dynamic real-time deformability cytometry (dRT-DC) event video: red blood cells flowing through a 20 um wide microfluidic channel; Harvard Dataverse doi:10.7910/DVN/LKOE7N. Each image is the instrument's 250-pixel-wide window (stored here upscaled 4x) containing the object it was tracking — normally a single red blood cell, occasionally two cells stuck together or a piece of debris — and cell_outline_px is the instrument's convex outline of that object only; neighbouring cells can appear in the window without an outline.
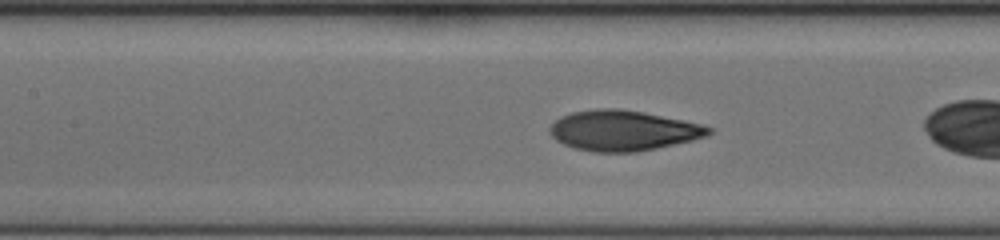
{"species": "human", "species_latin": "Homo sapiens", "temperature_condition": "cold", "stored_images_in_passage": 40, "camera_frame_rate_fps": 3000, "um_per_image_px": 0.085, "donor": {"sex": "female"}, "frame": {"image": 1, "passage_image": 22, "time_ms": 7.0, "image_size_px": [1000, 240], "cell_outline_px": [[712, 132], [708, 136], [692, 140], [656, 148], [636, 152], [592, 152], [572, 148], [556, 140], [548, 132], [548, 128], [560, 116], [572, 112], [596, 108], [620, 108], [644, 112], [684, 120], [700, 124], [712, 128]], "centroid_in_image_um": [52.93, 11.09], "position_along_channel_um": 154.5, "area_um2": 37.57}}
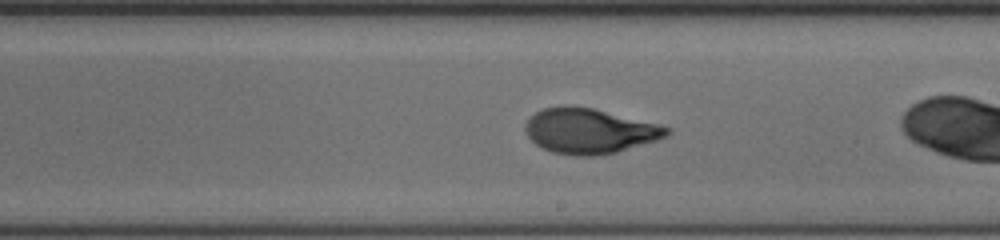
{"frame": {"image": 2, "passage_image": 29, "time_ms": 9.333, "image_size_px": [1000, 240], "cell_outline_px": [[672, 132], [668, 136], [656, 140], [616, 152], [600, 156], [576, 156], [552, 152], [540, 148], [528, 136], [524, 128], [524, 124], [536, 112], [544, 108], [560, 104], [572, 104], [592, 108], [660, 124], [672, 128]], "centroid_in_image_um": [50.1, 11.12], "position_along_channel_um": 238.9, "area_um2": 37.63}}
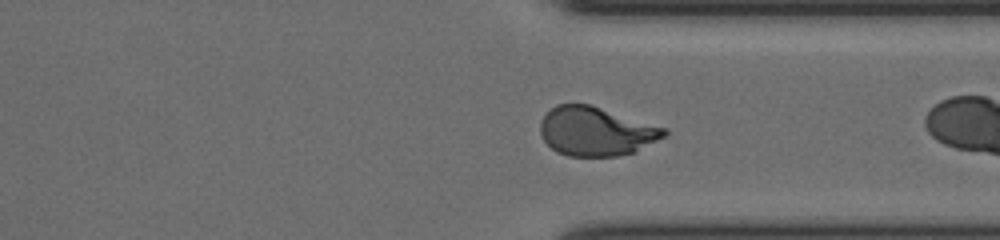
{"frame": {"image": 3, "passage_image": 39, "time_ms": 12.667, "image_size_px": [1000, 240], "cell_outline_px": [[668, 136], [632, 152], [620, 156], [568, 156], [556, 152], [544, 140], [540, 132], [540, 120], [556, 104], [588, 104], [668, 128]], "centroid_in_image_um": [50.68, 11.17], "position_along_channel_um": 360.7, "area_um2": 35.32}}